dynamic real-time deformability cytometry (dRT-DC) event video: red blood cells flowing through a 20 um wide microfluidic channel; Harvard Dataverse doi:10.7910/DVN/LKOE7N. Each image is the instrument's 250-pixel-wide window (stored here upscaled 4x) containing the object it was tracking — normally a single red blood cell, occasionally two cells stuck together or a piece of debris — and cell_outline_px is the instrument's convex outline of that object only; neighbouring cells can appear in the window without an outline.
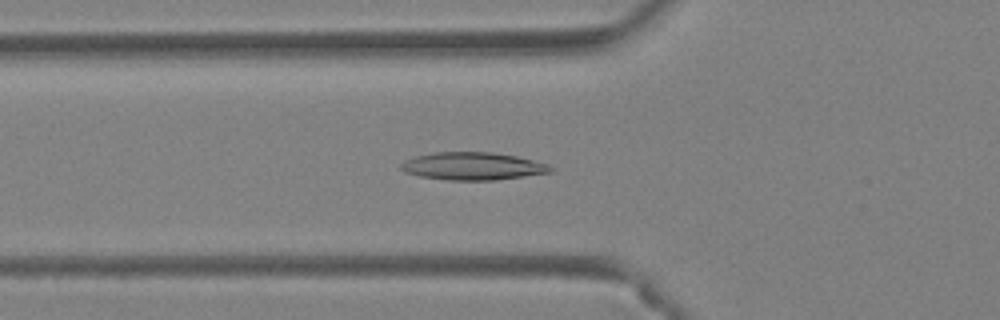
{"species": "Egyptian fruit bat (a non-hibernating species)", "species_latin": "Rousettus aegyptiacus", "temperature_condition": "warm", "stored_images_in_passage": 31, "camera_frame_rate_fps": 3000, "um_per_image_px": 0.085, "animal": {"sex": "female"}, "frame": {"image": 1, "passage_image": 2, "time_ms": 0.333, "image_size_px": [1000, 320], "cell_outline_px": [[552, 172], [496, 180], [448, 180], [420, 176], [404, 172], [400, 168], [400, 164], [404, 160], [416, 156], [432, 152], [492, 152], [516, 156], [548, 164], [552, 168]], "centroid_in_image_um": [40.15, 14.12], "position_along_channel_um": 85.7, "area_um2": 24.1}}
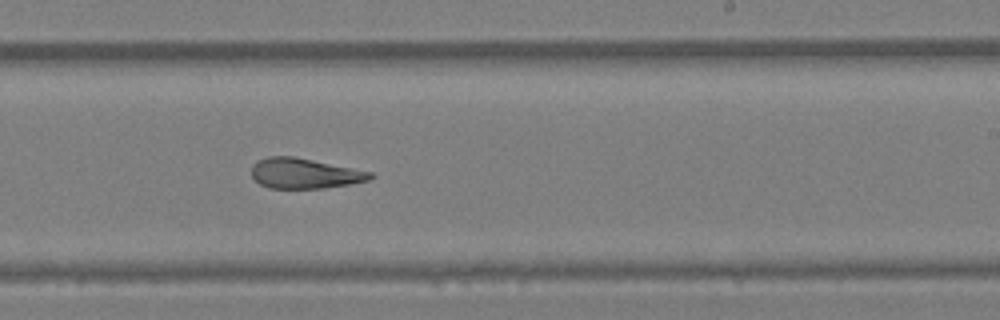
{"frame": {"image": 2, "passage_image": 14, "time_ms": 4.333, "image_size_px": [1000, 320], "cell_outline_px": [[376, 176], [368, 180], [348, 184], [324, 188], [268, 188], [260, 184], [252, 176], [252, 164], [256, 160], [268, 156], [292, 156], [372, 172]], "centroid_in_image_um": [25.85, 14.73], "position_along_channel_um": 263.1, "area_um2": 20.81}}
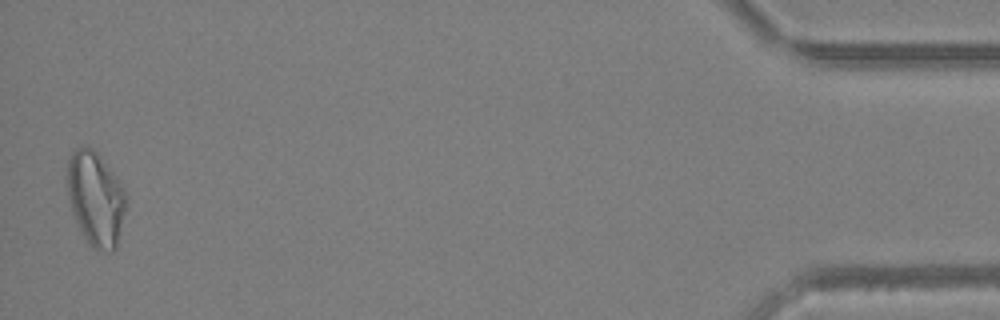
{"frame": {"image": 3, "passage_image": 31, "time_ms": 10.0, "image_size_px": [1000, 320], "cell_outline_px": [[124, 212], [116, 248], [112, 252], [96, 248], [84, 236], [72, 212], [68, 196], [68, 160], [72, 152], [76, 148], [84, 144], [92, 148], [100, 156], [112, 172], [124, 192]], "centroid_in_image_um": [8.1, 16.84], "position_along_channel_um": 427.1, "area_um2": 31.21}, "authors_computed_cell_mechanics": {"area_um2": 22.253, "velocity_mm_per_s": 4.4296, "shape_relaxation_time_tau1_ms": null, "shape_relaxation_time_tau2_ms": 2.3268, "deformation_change_tau1": null, "deformation_change_tau2": 0.1133}}